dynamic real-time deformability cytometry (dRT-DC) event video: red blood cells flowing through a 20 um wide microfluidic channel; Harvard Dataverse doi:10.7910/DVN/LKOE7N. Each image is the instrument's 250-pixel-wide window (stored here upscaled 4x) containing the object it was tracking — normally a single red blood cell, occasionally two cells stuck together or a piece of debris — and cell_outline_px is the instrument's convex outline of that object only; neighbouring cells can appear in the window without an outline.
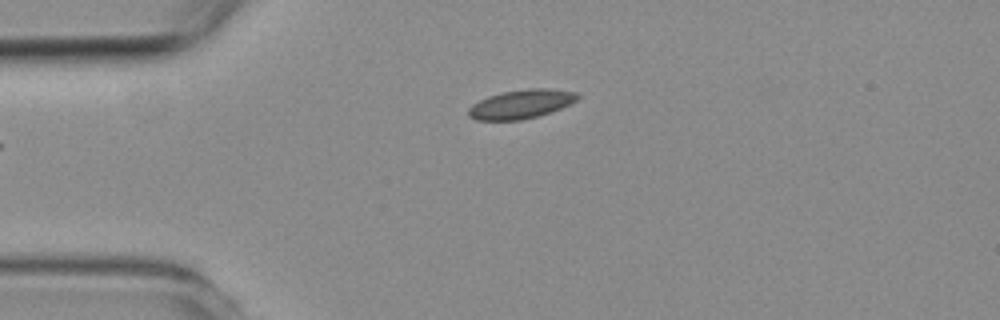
{"species": "common noctule bat (a hibernating species)", "species_latin": "Nyctalus noctula", "temperature_condition": "room temperature", "stored_images_in_passage": 2, "camera_frame_rate_fps": 3000, "um_per_image_px": 0.085, "animal": {"sex": "female", "body_mass_g": 19.3, "forearm_length_mm": 54.1}, "frame": {"image": 1, "passage_image": 2, "time_ms": 1.333, "image_size_px": [1000, 320], "cell_outline_px": [[580, 96], [576, 100], [560, 108], [536, 116], [520, 120], [476, 120], [468, 116], [468, 108], [472, 104], [488, 96], [504, 92], [528, 88], [548, 88], [576, 92]], "centroid_in_image_um": [44.26, 8.84], "position_along_channel_um": 40.7, "area_um2": 18.15}}